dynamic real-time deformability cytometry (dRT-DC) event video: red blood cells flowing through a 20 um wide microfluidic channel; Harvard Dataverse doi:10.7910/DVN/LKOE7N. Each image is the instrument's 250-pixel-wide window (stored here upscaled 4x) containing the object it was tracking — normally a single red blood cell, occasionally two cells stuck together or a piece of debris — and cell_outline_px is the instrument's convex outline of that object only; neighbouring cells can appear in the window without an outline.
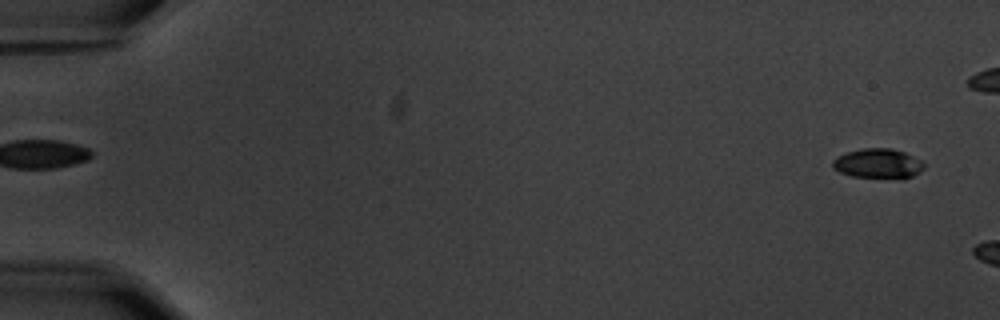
{"species": "common noctule bat (a hibernating species)", "species_latin": "Nyctalus noctula", "temperature_condition": "warm", "stored_images_in_passage": 6, "segment_of_instrument_passage": [2, 2], "camera_frame_rate_fps": 3000, "um_per_image_px": 0.085, "animal": {"sex": "male", "body_mass_g": 20.1, "forearm_length_mm": 53.5}, "frame": {"image": 1, "passage_image": 6, "time_ms": 6.667, "image_size_px": [1000, 320], "cell_outline_px": [[924, 168], [920, 172], [904, 180], [900, 180], [852, 176], [840, 172], [832, 168], [832, 160], [836, 156], [848, 152], [864, 148], [892, 148], [904, 152], [924, 160]], "centroid_in_image_um": [74.68, 13.92], "position_along_channel_um": 10.3, "area_um2": 16.36}}